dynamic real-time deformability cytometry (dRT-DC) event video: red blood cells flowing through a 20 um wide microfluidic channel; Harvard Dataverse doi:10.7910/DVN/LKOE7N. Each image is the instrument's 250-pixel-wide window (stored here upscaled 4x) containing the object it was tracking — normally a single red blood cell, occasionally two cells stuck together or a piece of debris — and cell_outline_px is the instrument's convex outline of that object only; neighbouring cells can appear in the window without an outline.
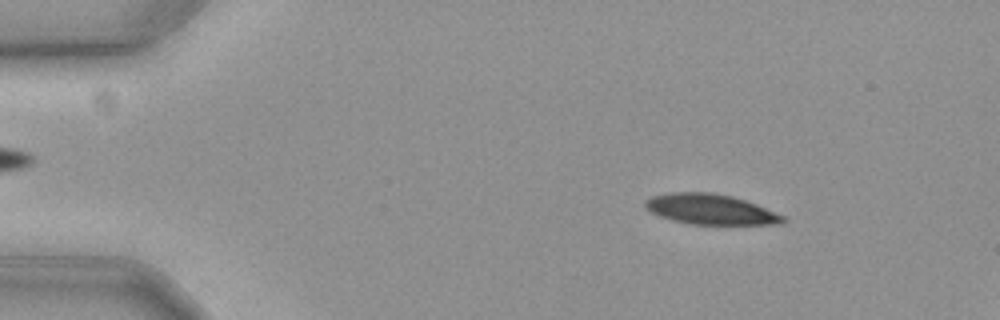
{"species": "common noctule bat (a hibernating species)", "species_latin": "Nyctalus noctula", "temperature_condition": "cold", "stored_images_in_passage": 15, "camera_frame_rate_fps": 3000, "um_per_image_px": 0.085, "animal": {"sex": "female", "body_mass_g": 19.3, "forearm_length_mm": 54.1}, "frame": {"image": 1, "passage_image": 8, "time_ms": 2.333, "image_size_px": [1000, 320], "cell_outline_px": [[784, 220], [772, 224], [692, 224], [672, 220], [660, 216], [652, 212], [644, 204], [644, 200], [652, 196], [672, 192], [716, 192], [732, 196], [756, 204], [784, 216]], "centroid_in_image_um": [60.34, 17.77], "position_along_channel_um": 24.7, "area_um2": 23.99}}